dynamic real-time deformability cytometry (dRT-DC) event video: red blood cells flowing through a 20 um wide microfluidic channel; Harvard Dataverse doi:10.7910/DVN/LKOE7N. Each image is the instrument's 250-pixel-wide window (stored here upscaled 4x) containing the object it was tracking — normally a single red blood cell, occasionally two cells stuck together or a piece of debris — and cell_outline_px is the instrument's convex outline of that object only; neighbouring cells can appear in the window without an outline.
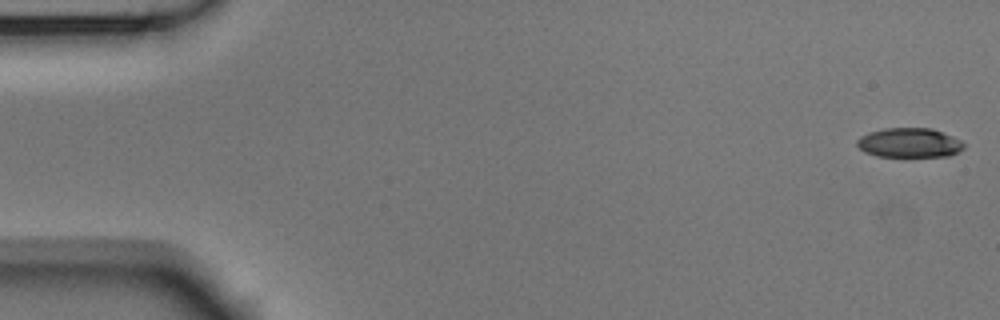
{"species": "Egyptian fruit bat (a non-hibernating species)", "species_latin": "Rousettus aegyptiacus", "temperature_condition": "room temperature", "stored_images_in_passage": 54, "camera_frame_rate_fps": 3000, "um_per_image_px": 0.085, "animal": {"sex": "male"}, "frame": {"image": 1, "passage_image": 1, "time_ms": 0.0, "image_size_px": [1000, 320], "cell_outline_px": [[964, 148], [948, 156], [876, 156], [864, 152], [856, 144], [856, 140], [860, 136], [868, 132], [884, 128], [932, 128], [952, 136], [960, 140], [964, 144]], "centroid_in_image_um": [77.26, 12.13], "position_along_channel_um": 7.7, "area_um2": 18.32}}
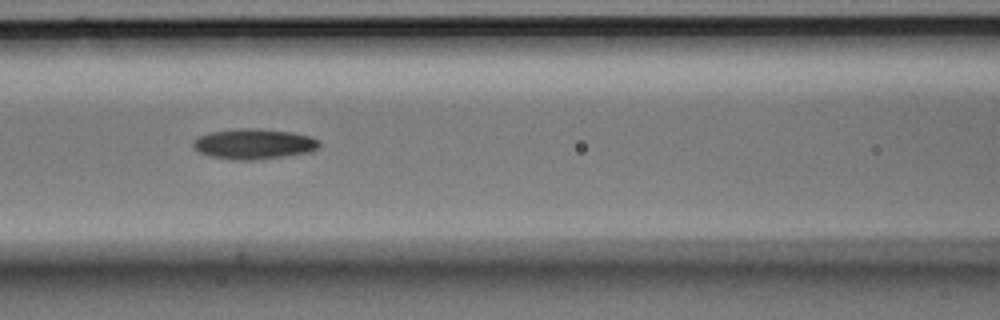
{"frame": {"image": 2, "passage_image": 23, "time_ms": 7.333, "image_size_px": [1000, 320], "cell_outline_px": [[320, 148], [312, 152], [284, 156], [252, 160], [232, 160], [208, 156], [192, 148], [192, 140], [196, 136], [208, 132], [236, 128], [256, 128], [292, 132], [308, 136], [320, 140]], "centroid_in_image_um": [21.53, 12.23], "position_along_channel_um": 145.1, "area_um2": 22.77}}
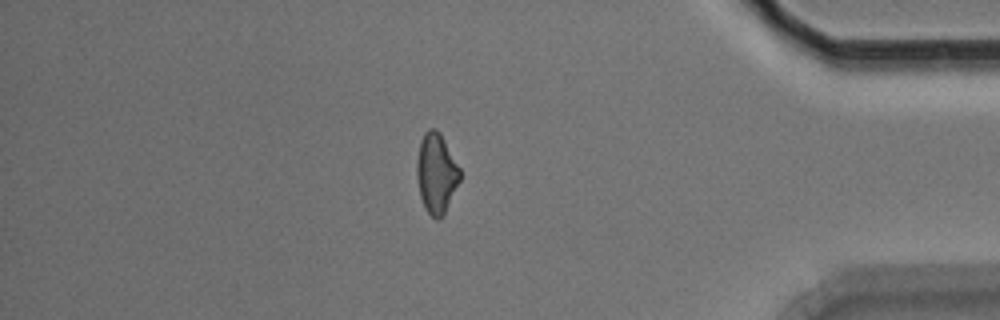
{"frame": {"image": 3, "passage_image": 46, "time_ms": 15.0, "image_size_px": [1000, 320], "cell_outline_px": [[460, 180], [444, 212], [436, 220], [424, 208], [420, 196], [416, 176], [416, 160], [420, 140], [424, 132], [428, 128], [436, 128], [440, 132], [460, 168]], "centroid_in_image_um": [37.06, 14.67], "position_along_channel_um": 398.1, "area_um2": 20.06}, "authors_computed_cell_mechanics": {"area_um2": 20.0566, "velocity_mm_per_s": 3.7433, "shape_relaxation_time_tau1_ms": 4.1228, "shape_relaxation_time_tau2_ms": null, "deformation_change_tau1": 0.1417, "deformation_change_tau2": null}}